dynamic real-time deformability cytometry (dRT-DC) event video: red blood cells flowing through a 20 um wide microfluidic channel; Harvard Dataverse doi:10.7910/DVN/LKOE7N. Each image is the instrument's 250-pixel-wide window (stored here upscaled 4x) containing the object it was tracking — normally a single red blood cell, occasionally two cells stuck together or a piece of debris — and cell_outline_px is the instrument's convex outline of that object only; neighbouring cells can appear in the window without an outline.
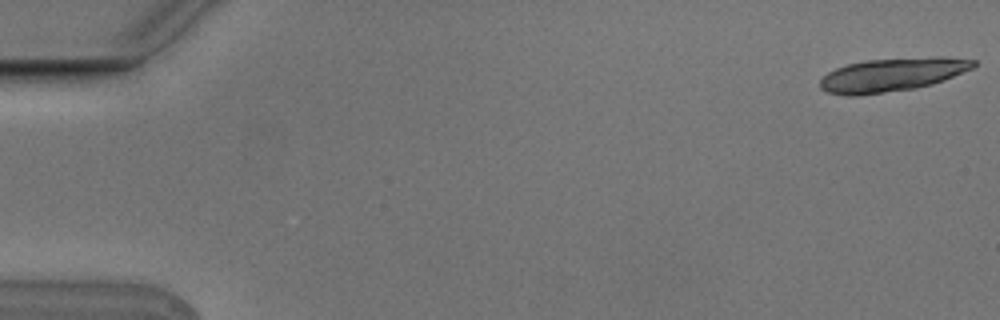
{"species": "Egyptian fruit bat (a non-hibernating species)", "species_latin": "Rousettus aegyptiacus", "temperature_condition": "cold", "stored_images_in_passage": 4, "camera_frame_rate_fps": 3000, "um_per_image_px": 0.085, "animal": {"sex": "male"}, "frame": {"image": 1, "passage_image": 1, "time_ms": 0.0, "image_size_px": [1000, 320], "cell_outline_px": [[976, 68], [944, 80], [932, 84], [916, 88], [860, 96], [844, 96], [828, 92], [820, 88], [820, 80], [828, 72], [836, 68], [848, 64], [864, 60], [936, 56], [940, 56], [976, 60]], "centroid_in_image_um": [75.86, 6.35], "position_along_channel_um": 9.1, "area_um2": 30.35}}